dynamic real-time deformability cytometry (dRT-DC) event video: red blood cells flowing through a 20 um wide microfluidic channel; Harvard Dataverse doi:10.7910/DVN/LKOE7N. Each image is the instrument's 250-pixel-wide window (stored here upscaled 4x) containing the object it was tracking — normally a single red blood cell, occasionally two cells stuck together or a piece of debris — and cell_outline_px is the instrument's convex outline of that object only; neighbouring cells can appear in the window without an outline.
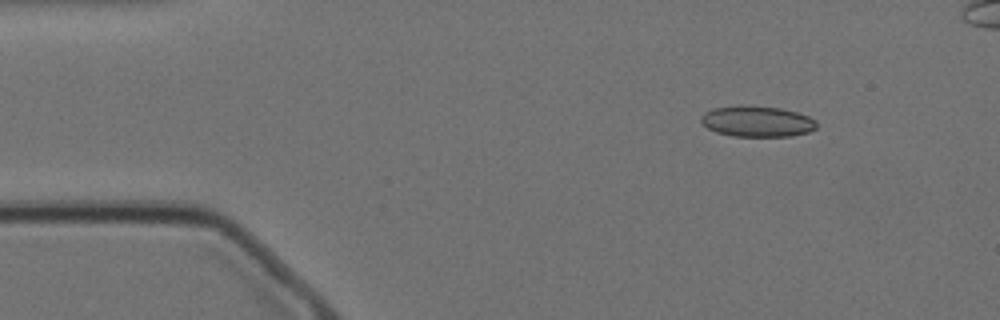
{"species": "Egyptian fruit bat (a non-hibernating species)", "species_latin": "Rousettus aegyptiacus", "temperature_condition": "cold", "stored_images_in_passage": 13, "camera_frame_rate_fps": 3000, "um_per_image_px": 0.085, "animal": {"sex": "female"}, "frame": {"image": 1, "passage_image": 1, "time_ms": 0.0, "image_size_px": [1000, 320], "cell_outline_px": [[816, 128], [808, 132], [792, 136], [732, 136], [716, 132], [708, 128], [700, 120], [700, 116], [704, 112], [712, 108], [740, 104], [780, 108], [796, 112], [808, 116], [816, 120]], "centroid_in_image_um": [64.32, 10.3], "position_along_channel_um": 20.7, "area_um2": 20.98}}
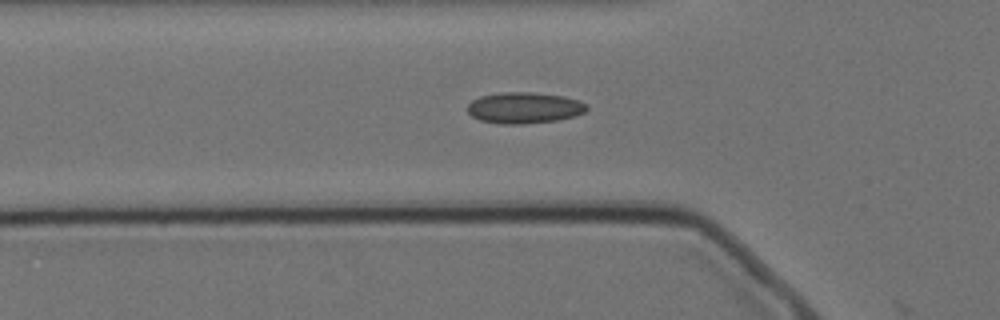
{"frame": {"image": 2, "passage_image": 12, "time_ms": 3.667, "image_size_px": [1000, 320], "cell_outline_px": [[588, 108], [584, 112], [576, 116], [556, 120], [524, 124], [500, 124], [480, 120], [472, 116], [468, 112], [468, 104], [472, 100], [480, 96], [504, 92], [532, 92], [564, 96], [580, 100], [588, 104]], "centroid_in_image_um": [44.59, 9.16], "position_along_channel_um": 81.2, "area_um2": 21.79}}